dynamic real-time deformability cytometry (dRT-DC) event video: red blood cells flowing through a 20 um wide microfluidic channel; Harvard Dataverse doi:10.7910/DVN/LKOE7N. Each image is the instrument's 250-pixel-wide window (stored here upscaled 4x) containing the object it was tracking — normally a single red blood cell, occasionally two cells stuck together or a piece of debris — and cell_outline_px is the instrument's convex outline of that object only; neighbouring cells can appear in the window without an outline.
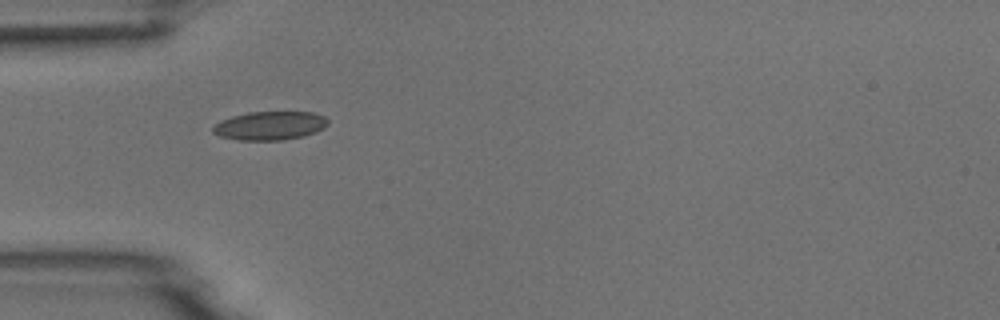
{"species": "common noctule bat (a hibernating species)", "species_latin": "Nyctalus noctula", "temperature_condition": "room temperature", "stored_images_in_passage": 2, "camera_frame_rate_fps": 3000, "um_per_image_px": 0.085, "animal": {"sex": "male", "body_mass_g": 18.8}, "frame": {"image": 1, "passage_image": 1, "time_ms": 0.0, "image_size_px": [1000, 320], "cell_outline_px": [[328, 124], [324, 128], [316, 132], [304, 136], [284, 140], [240, 140], [220, 136], [212, 132], [212, 128], [220, 120], [232, 116], [248, 112], [316, 112], [324, 116], [328, 120]], "centroid_in_image_um": [22.97, 10.68], "position_along_channel_um": 62.0, "area_um2": 19.31}}